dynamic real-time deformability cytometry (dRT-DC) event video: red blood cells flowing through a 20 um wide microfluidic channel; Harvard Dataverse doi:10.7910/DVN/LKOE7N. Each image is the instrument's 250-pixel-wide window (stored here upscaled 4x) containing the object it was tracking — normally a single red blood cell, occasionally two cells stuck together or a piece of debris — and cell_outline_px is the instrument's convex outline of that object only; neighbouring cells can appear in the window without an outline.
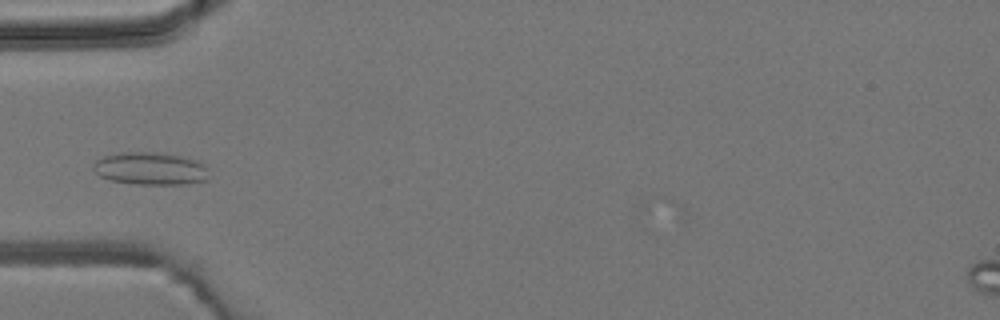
{"species": "common noctule bat (a hibernating species)", "species_latin": "Nyctalus noctula", "temperature_condition": "room temperature", "stored_images_in_passage": 5, "camera_frame_rate_fps": 3000, "um_per_image_px": 0.085, "animal": {"sex": "male", "body_mass_g": 19.2, "forearm_length_mm": 51.8}, "frame": {"image": 1, "passage_image": 4, "time_ms": 3.667, "image_size_px": [1000, 320], "cell_outline_px": [[208, 180], [188, 184], [136, 184], [112, 180], [100, 176], [92, 168], [92, 164], [96, 160], [104, 156], [120, 152], [156, 152], [180, 156], [196, 160], [204, 164], [208, 168]], "centroid_in_image_um": [12.8, 14.33], "position_along_channel_um": 72.2, "area_um2": 22.08}}